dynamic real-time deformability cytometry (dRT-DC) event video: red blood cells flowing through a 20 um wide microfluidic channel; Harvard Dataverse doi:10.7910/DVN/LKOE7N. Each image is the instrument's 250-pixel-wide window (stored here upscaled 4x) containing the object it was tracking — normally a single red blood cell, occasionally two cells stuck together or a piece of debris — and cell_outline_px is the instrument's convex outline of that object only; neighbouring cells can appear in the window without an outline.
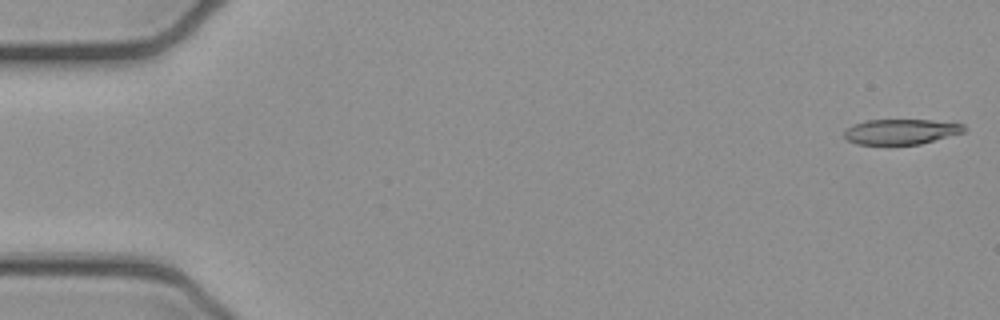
{"species": "common noctule bat (a hibernating species)", "species_latin": "Nyctalus noctula", "temperature_condition": "cold", "stored_images_in_passage": 5, "camera_frame_rate_fps": 3000, "um_per_image_px": 0.085, "animal": {"sex": "female", "body_mass_g": 21.9}, "frame": {"image": 1, "passage_image": 1, "time_ms": 0.0, "image_size_px": [1000, 320], "cell_outline_px": [[968, 128], [964, 132], [920, 144], [856, 144], [848, 140], [844, 136], [844, 132], [852, 124], [864, 120], [956, 120], [964, 124]], "centroid_in_image_um": [76.67, 11.16], "position_along_channel_um": 8.3, "area_um2": 17.98}}
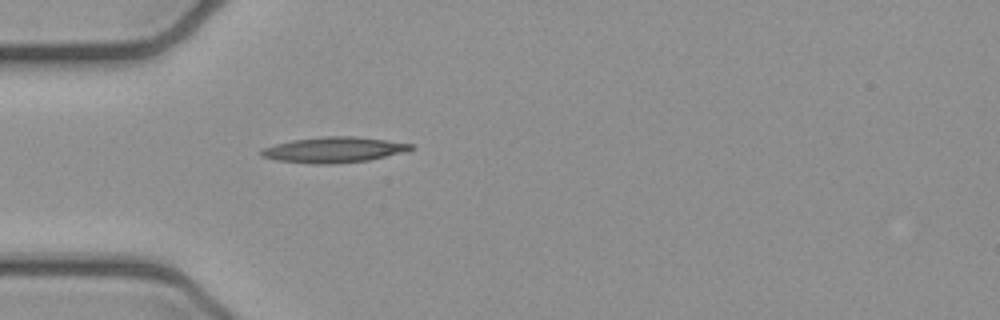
{"frame": {"image": 2, "passage_image": 5, "time_ms": 1.333, "image_size_px": [1000, 320], "cell_outline_px": [[416, 148], [404, 152], [368, 160], [332, 164], [316, 164], [276, 160], [260, 156], [260, 152], [264, 148], [276, 144], [292, 140], [324, 136], [356, 136], [412, 144]], "centroid_in_image_um": [28.37, 12.73], "position_along_channel_um": 56.6, "area_um2": 22.14}}